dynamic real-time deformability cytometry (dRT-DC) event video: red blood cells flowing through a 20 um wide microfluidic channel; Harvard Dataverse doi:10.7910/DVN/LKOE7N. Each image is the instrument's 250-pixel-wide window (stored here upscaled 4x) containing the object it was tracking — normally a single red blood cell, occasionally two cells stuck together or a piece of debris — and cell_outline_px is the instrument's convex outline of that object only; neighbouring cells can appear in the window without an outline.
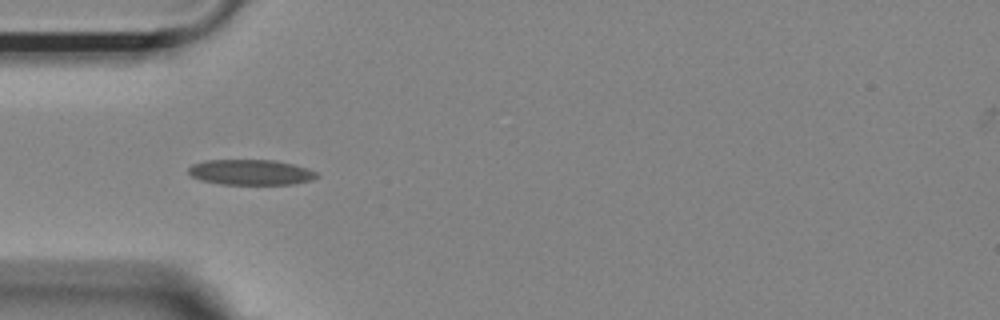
{"species": "Egyptian fruit bat (a non-hibernating species)", "species_latin": "Rousettus aegyptiacus", "temperature_condition": "room temperature", "stored_images_in_passage": 10, "camera_frame_rate_fps": 3000, "um_per_image_px": 0.085, "animal": {"sex": "female"}, "frame": {"image": 1, "passage_image": 6, "time_ms": 1.667, "image_size_px": [1000, 320], "cell_outline_px": [[320, 176], [312, 180], [292, 184], [220, 184], [200, 180], [192, 176], [188, 172], [188, 168], [192, 164], [204, 160], [276, 160], [308, 168], [316, 172]], "centroid_in_image_um": [21.31, 14.64], "position_along_channel_um": 63.7, "area_um2": 19.07}}
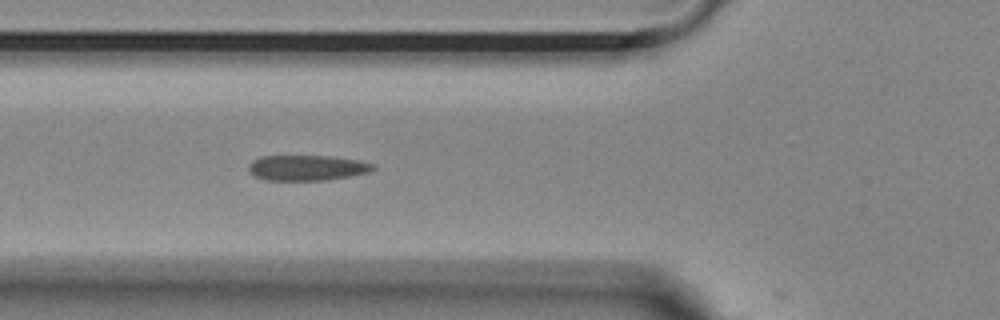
{"frame": {"image": 2, "passage_image": 9, "time_ms": 2.667, "image_size_px": [1000, 320], "cell_outline_px": [[376, 168], [368, 172], [328, 180], [268, 180], [256, 176], [248, 172], [248, 164], [252, 160], [260, 156], [328, 156], [356, 160], [376, 164]], "centroid_in_image_um": [26.06, 14.26], "position_along_channel_um": 99.7, "area_um2": 18.38}}